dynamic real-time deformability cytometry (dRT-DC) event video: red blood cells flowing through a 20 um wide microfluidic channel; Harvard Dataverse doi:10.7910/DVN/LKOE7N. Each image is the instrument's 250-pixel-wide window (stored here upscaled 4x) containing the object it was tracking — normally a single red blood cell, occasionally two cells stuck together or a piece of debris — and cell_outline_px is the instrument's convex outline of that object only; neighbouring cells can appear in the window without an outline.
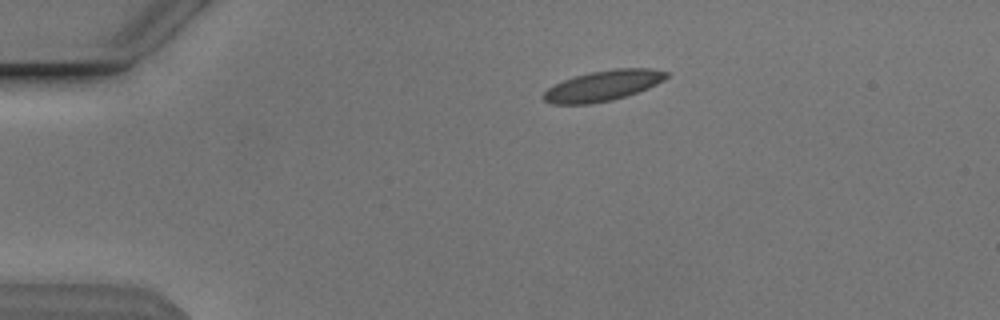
{"species": "Egyptian fruit bat (a non-hibernating species)", "species_latin": "Rousettus aegyptiacus", "temperature_condition": "cold", "stored_images_in_passage": 44, "camera_frame_rate_fps": 3000, "um_per_image_px": 0.085, "animal": {"sex": "male"}, "frame": {"image": 1, "passage_image": 1, "time_ms": 0.0, "image_size_px": [1000, 320], "cell_outline_px": [[668, 76], [664, 80], [648, 88], [628, 96], [612, 100], [588, 104], [552, 104], [544, 100], [540, 96], [548, 88], [564, 80], [576, 76], [592, 72], [616, 68], [652, 68], [668, 72]], "centroid_in_image_um": [51.27, 7.29], "position_along_channel_um": 33.7, "area_um2": 21.79}}
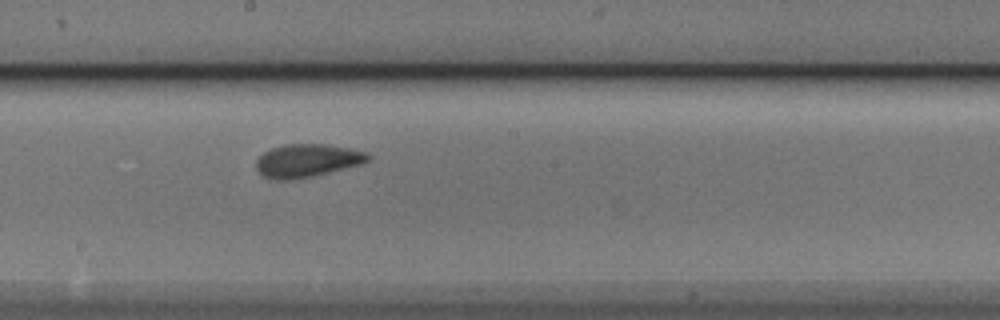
{"frame": {"image": 2, "passage_image": 20, "time_ms": 6.333, "image_size_px": [1000, 320], "cell_outline_px": [[372, 160], [364, 164], [312, 176], [288, 180], [276, 180], [264, 176], [256, 168], [256, 160], [264, 152], [272, 148], [284, 144], [328, 144], [352, 148], [368, 152], [372, 156]], "centroid_in_image_um": [26.19, 13.63], "position_along_channel_um": 222.0, "area_um2": 21.85}}
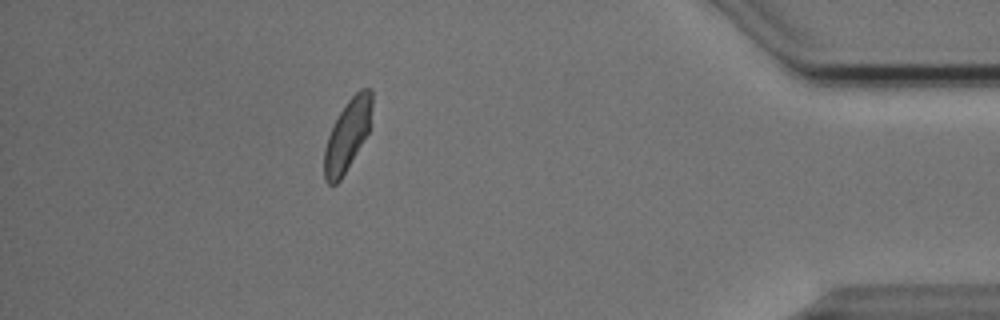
{"frame": {"image": 3, "passage_image": 38, "time_ms": 12.333, "image_size_px": [1000, 320], "cell_outline_px": [[372, 104], [368, 132], [340, 180], [336, 184], [328, 184], [324, 180], [324, 148], [328, 136], [340, 112], [348, 100], [360, 88], [372, 88]], "centroid_in_image_um": [29.52, 11.48], "position_along_channel_um": 405.7, "area_um2": 19.36}, "authors_computed_cell_mechanics": {"area_um2": 21.0392, "velocity_mm_per_s": 3.8079, "shape_relaxation_time_tau1_ms": 2.8105, "shape_relaxation_time_tau2_ms": 1.1682, "deformation_change_tau1": 0.1078, "deformation_change_tau2": 0.069}}